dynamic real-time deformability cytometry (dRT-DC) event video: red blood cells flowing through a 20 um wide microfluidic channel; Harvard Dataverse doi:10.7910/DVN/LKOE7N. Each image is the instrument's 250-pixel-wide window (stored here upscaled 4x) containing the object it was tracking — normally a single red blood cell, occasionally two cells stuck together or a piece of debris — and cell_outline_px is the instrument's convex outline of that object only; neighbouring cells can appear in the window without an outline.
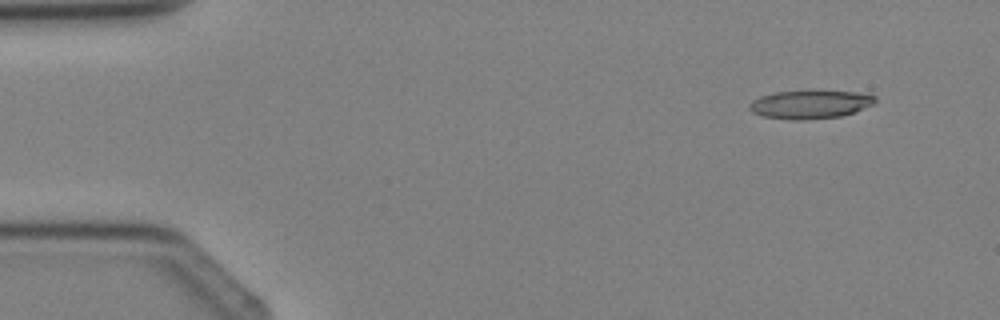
{"species": "Egyptian fruit bat (a non-hibernating species)", "species_latin": "Rousettus aegyptiacus", "temperature_condition": "cold", "stored_images_in_passage": 3, "camera_frame_rate_fps": 3000, "um_per_image_px": 0.085, "animal": {"sex": "female"}, "frame": {"image": 1, "passage_image": 1, "time_ms": 0.0, "image_size_px": [1000, 320], "cell_outline_px": [[876, 100], [872, 104], [852, 112], [840, 116], [800, 120], [796, 120], [764, 116], [752, 112], [748, 108], [748, 104], [752, 100], [760, 96], [776, 92], [856, 92], [876, 96]], "centroid_in_image_um": [68.8, 8.88], "position_along_channel_um": 16.2, "area_um2": 20.11}}
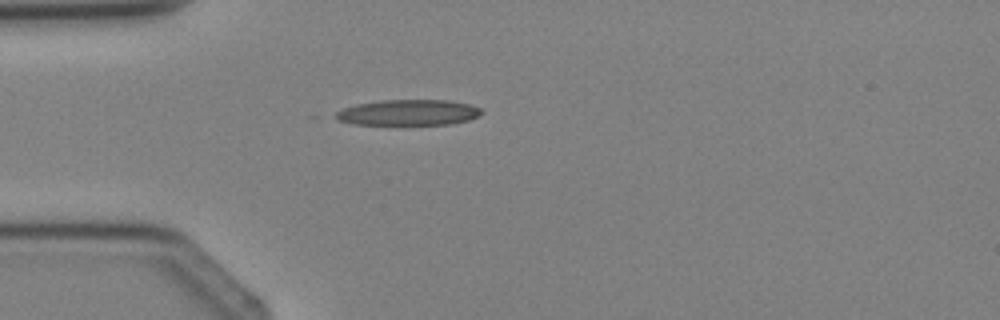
{"frame": {"image": 2, "passage_image": 3, "time_ms": 2.333, "image_size_px": [1000, 320], "cell_outline_px": [[484, 112], [468, 120], [448, 124], [352, 124], [340, 120], [332, 116], [336, 112], [344, 108], [356, 104], [380, 100], [448, 100], [468, 104], [480, 108]], "centroid_in_image_um": [34.68, 9.56], "position_along_channel_um": 50.3, "area_um2": 21.68}}